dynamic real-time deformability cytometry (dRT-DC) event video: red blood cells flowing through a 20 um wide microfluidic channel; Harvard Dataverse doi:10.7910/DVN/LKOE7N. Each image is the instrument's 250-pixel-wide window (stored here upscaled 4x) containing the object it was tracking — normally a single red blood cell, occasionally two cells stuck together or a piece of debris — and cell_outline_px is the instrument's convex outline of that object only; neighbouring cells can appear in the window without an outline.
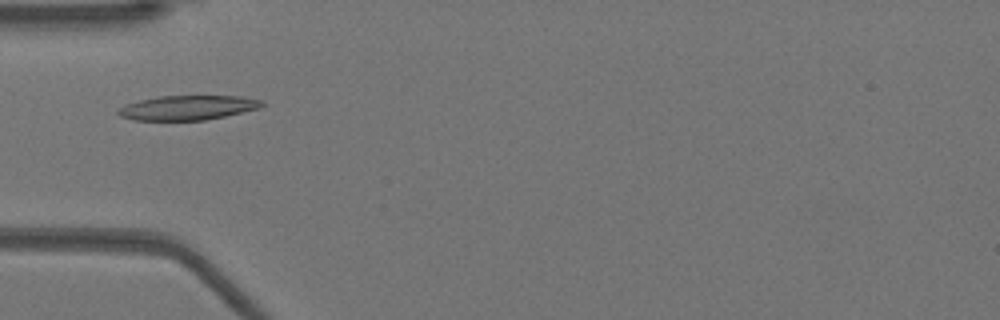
{"species": "Egyptian fruit bat (a non-hibernating species)", "species_latin": "Rousettus aegyptiacus", "temperature_condition": "warm", "stored_images_in_passage": 9, "camera_frame_rate_fps": 3000, "um_per_image_px": 0.085, "animal": {"sex": "female"}, "frame": {"image": 1, "passage_image": 1, "time_ms": 0.0, "image_size_px": [1000, 320], "cell_outline_px": [[264, 104], [260, 108], [224, 116], [204, 120], [132, 120], [120, 116], [116, 112], [124, 104], [140, 100], [160, 96], [240, 96], [264, 100]], "centroid_in_image_um": [15.95, 9.15], "position_along_channel_um": 69.0, "area_um2": 20.52}}
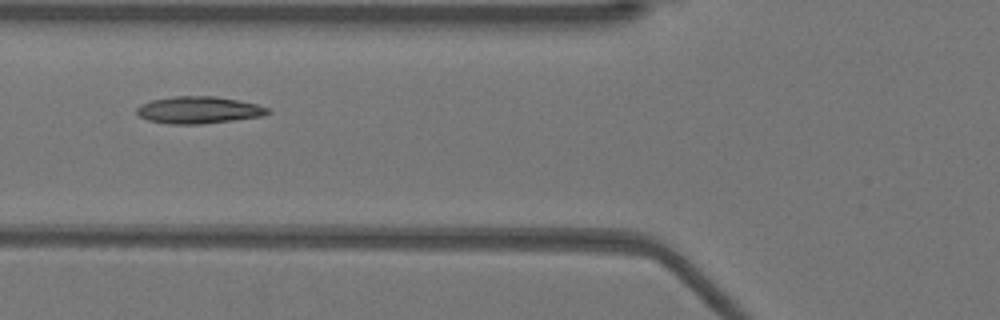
{"frame": {"image": 2, "passage_image": 4, "time_ms": 1.0, "image_size_px": [1000, 320], "cell_outline_px": [[272, 112], [264, 116], [200, 124], [168, 124], [148, 120], [140, 116], [136, 112], [136, 108], [140, 104], [152, 100], [172, 96], [216, 96], [256, 104], [268, 108]], "centroid_in_image_um": [16.87, 9.35], "position_along_channel_um": 108.9, "area_um2": 20.63}}
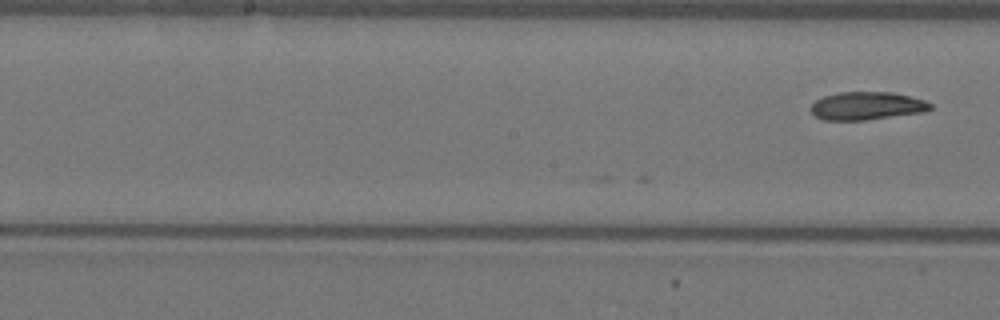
{"frame": {"image": 3, "passage_image": 9, "time_ms": 2.667, "image_size_px": [1000, 320], "cell_outline_px": [[932, 108], [924, 112], [864, 120], [824, 120], [816, 116], [808, 108], [816, 100], [824, 96], [840, 92], [888, 92], [908, 96], [924, 100], [932, 104]], "centroid_in_image_um": [73.65, 9.0], "position_along_channel_um": 174.5, "area_um2": 19.36}}